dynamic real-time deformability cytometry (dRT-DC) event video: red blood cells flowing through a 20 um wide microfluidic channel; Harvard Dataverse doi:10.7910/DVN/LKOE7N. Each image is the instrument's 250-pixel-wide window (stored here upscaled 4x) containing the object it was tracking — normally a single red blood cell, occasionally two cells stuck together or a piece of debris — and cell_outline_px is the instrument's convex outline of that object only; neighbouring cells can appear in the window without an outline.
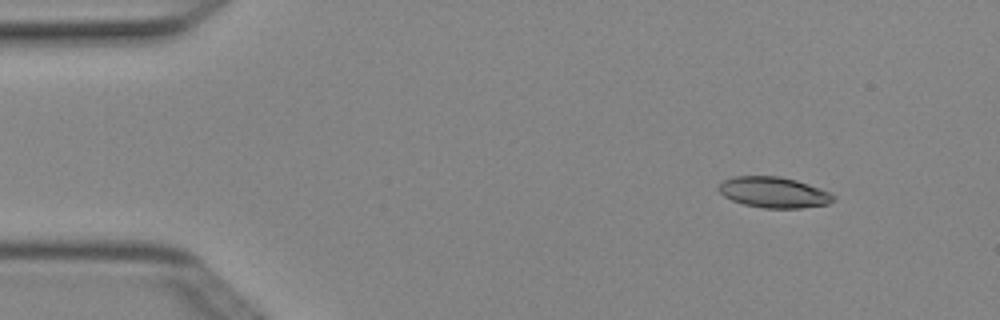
{"species": "Egyptian fruit bat (a non-hibernating species)", "species_latin": "Rousettus aegyptiacus", "temperature_condition": "cold", "stored_images_in_passage": 4, "camera_frame_rate_fps": 3000, "um_per_image_px": 0.085, "animal": {"sex": "female"}, "frame": {"image": 1, "passage_image": 1, "time_ms": 0.0, "image_size_px": [1000, 320], "cell_outline_px": [[836, 200], [828, 204], [800, 208], [764, 208], [744, 204], [732, 200], [724, 196], [720, 192], [720, 184], [724, 180], [732, 176], [780, 176], [796, 180], [820, 188], [836, 196]], "centroid_in_image_um": [65.8, 16.35], "position_along_channel_um": 19.2, "area_um2": 20.52}}
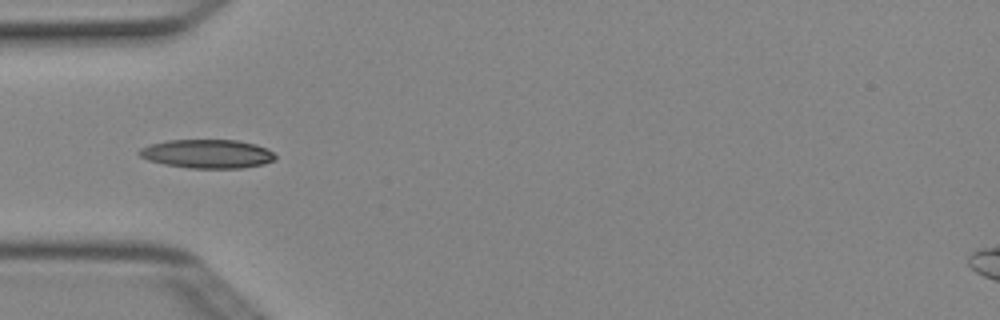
{"frame": {"image": 2, "passage_image": 4, "time_ms": 1.0, "image_size_px": [1000, 320], "cell_outline_px": [[276, 160], [264, 164], [244, 168], [188, 168], [164, 164], [148, 160], [140, 156], [136, 152], [140, 148], [148, 144], [168, 140], [236, 140], [256, 144], [268, 148], [276, 156]], "centroid_in_image_um": [17.62, 13.07], "position_along_channel_um": 67.4, "area_um2": 23.06}}